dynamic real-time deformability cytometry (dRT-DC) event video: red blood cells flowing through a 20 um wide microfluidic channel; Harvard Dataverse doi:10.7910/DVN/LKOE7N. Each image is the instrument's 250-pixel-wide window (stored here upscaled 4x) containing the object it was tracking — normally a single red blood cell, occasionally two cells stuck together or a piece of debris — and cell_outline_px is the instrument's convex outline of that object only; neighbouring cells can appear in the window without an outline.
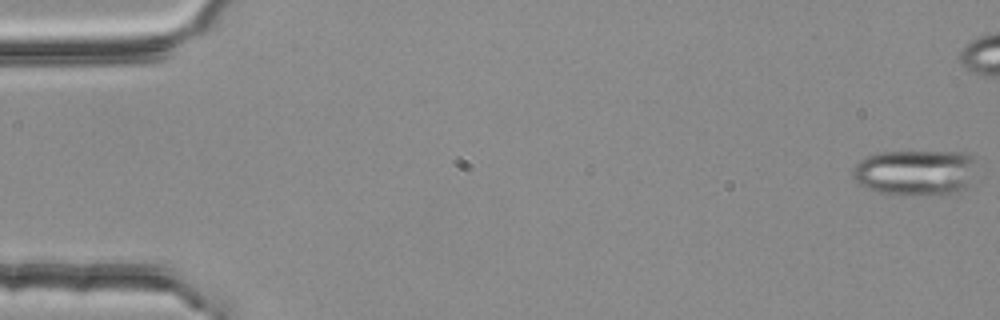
{"species": "common noctule bat (a hibernating species)", "species_latin": "Nyctalus noctula", "temperature_condition": "room temperature", "stored_images_in_passage": 45, "camera_frame_rate_fps": 3000, "um_per_image_px": 0.085, "animal": {"sex": "female", "body_mass_g": 25.1}, "frame": {"image": 1, "passage_image": 1, "time_ms": 0.0, "image_size_px": [1000, 320], "cell_outline_px": [[984, 160], [964, 188], [960, 192], [940, 196], [904, 196], [880, 192], [868, 188], [860, 184], [852, 176], [852, 172], [856, 164], [860, 160], [876, 152], [964, 152]], "centroid_in_image_um": [77.92, 14.67], "position_along_channel_um": 7.1, "area_um2": 34.16}}
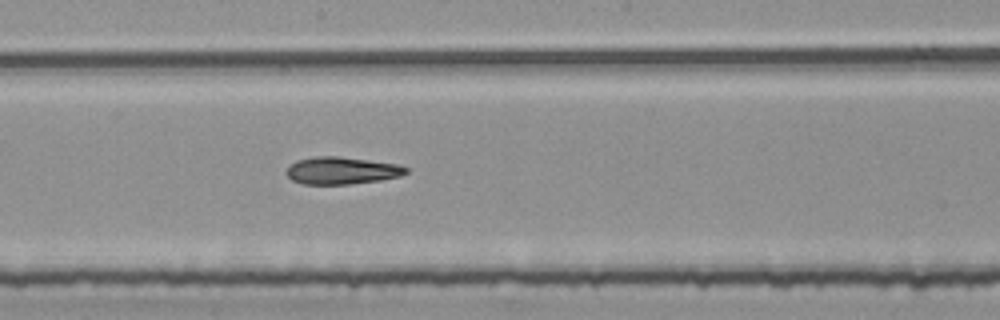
{"frame": {"image": 2, "passage_image": 30, "time_ms": 9.667, "image_size_px": [1000, 320], "cell_outline_px": [[408, 172], [400, 176], [380, 180], [348, 184], [300, 184], [292, 180], [284, 172], [296, 160], [316, 156], [340, 156], [396, 164], [408, 168]], "centroid_in_image_um": [29.02, 14.5], "position_along_channel_um": 219.2, "area_um2": 18.96}}
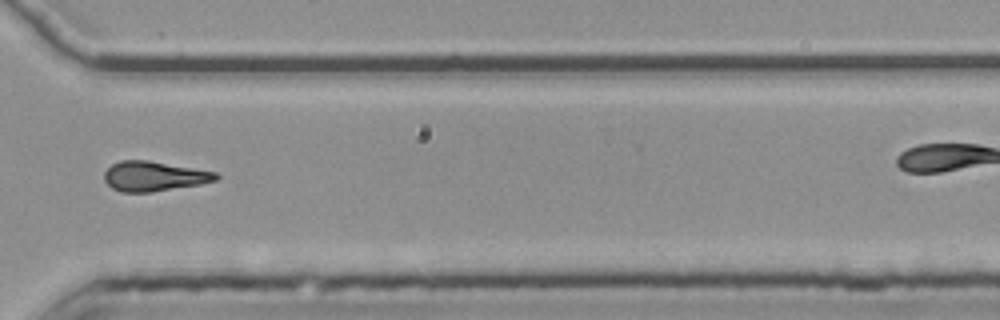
{"frame": {"image": 3, "passage_image": 41, "time_ms": 13.333, "image_size_px": [1000, 320], "cell_outline_px": [[220, 176], [216, 180], [200, 184], [152, 192], [120, 192], [112, 188], [104, 180], [104, 172], [112, 164], [120, 160], [148, 160], [216, 172]], "centroid_in_image_um": [13.07, 14.98], "position_along_channel_um": 357.5, "area_um2": 19.36}}